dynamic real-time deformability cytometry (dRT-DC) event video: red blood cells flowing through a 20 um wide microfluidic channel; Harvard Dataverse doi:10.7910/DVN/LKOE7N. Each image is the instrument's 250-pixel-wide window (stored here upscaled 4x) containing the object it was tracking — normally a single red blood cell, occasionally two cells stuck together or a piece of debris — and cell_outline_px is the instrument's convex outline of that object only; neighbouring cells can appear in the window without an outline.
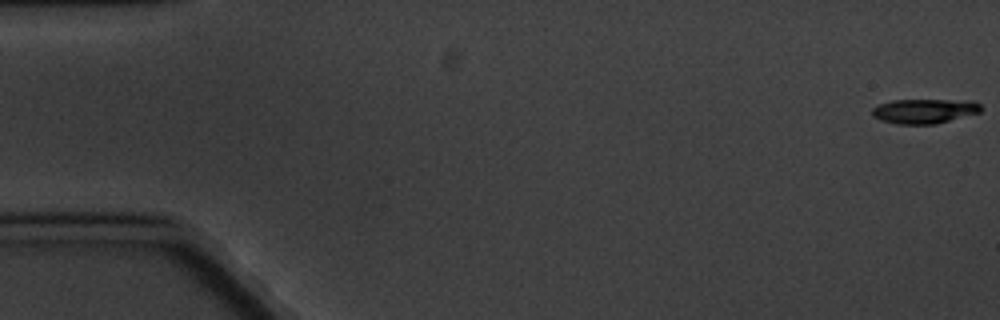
{"species": "common noctule bat (a hibernating species)", "species_latin": "Nyctalus noctula", "temperature_condition": "cold", "stored_images_in_passage": 6, "camera_frame_rate_fps": 3000, "um_per_image_px": 0.085, "animal": {"sex": "male", "body_mass_g": 20.1, "forearm_length_mm": 53.5}, "frame": {"image": 1, "passage_image": 1, "time_ms": 0.0, "image_size_px": [1000, 320], "cell_outline_px": [[980, 112], [936, 124], [900, 124], [880, 120], [872, 116], [872, 108], [876, 104], [892, 100], [972, 100], [980, 104]], "centroid_in_image_um": [78.53, 9.43], "position_along_channel_um": 6.5, "area_um2": 15.66}}